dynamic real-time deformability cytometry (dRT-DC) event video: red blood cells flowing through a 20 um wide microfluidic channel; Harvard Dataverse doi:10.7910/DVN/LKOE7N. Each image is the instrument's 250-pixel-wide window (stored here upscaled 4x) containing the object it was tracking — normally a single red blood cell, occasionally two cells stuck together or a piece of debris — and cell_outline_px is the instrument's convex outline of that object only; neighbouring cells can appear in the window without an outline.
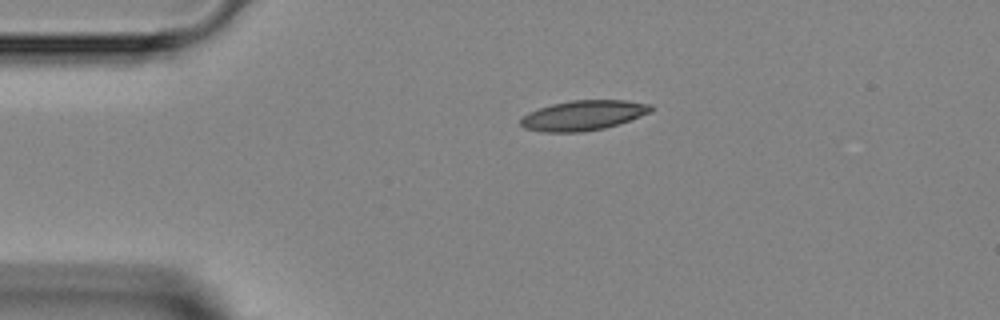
{"species": "Egyptian fruit bat (a non-hibernating species)", "species_latin": "Rousettus aegyptiacus", "temperature_condition": "room temperature", "stored_images_in_passage": 2, "camera_frame_rate_fps": 3000, "um_per_image_px": 0.085, "animal": {"sex": "female"}, "frame": {"image": 1, "passage_image": 1, "time_ms": 0.0, "image_size_px": [1000, 320], "cell_outline_px": [[656, 108], [652, 112], [604, 128], [580, 132], [544, 132], [524, 128], [520, 124], [520, 120], [528, 112], [552, 104], [572, 100], [628, 100], [652, 104]], "centroid_in_image_um": [49.61, 9.79], "position_along_channel_um": 35.4, "area_um2": 22.72}}